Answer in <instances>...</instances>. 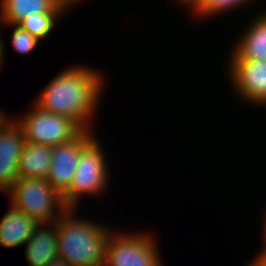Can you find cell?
Returning a JSON list of instances; mask_svg holds the SVG:
<instances>
[{"label": "cell", "mask_w": 266, "mask_h": 266, "mask_svg": "<svg viewBox=\"0 0 266 266\" xmlns=\"http://www.w3.org/2000/svg\"><path fill=\"white\" fill-rule=\"evenodd\" d=\"M61 1L63 4H65L67 7H70V5L72 6L73 3H75V1L77 2V0H59ZM70 4V5H69Z\"/></svg>", "instance_id": "obj_22"}, {"label": "cell", "mask_w": 266, "mask_h": 266, "mask_svg": "<svg viewBox=\"0 0 266 266\" xmlns=\"http://www.w3.org/2000/svg\"><path fill=\"white\" fill-rule=\"evenodd\" d=\"M39 224L36 219L11 206L0 221V245L6 248L25 245Z\"/></svg>", "instance_id": "obj_11"}, {"label": "cell", "mask_w": 266, "mask_h": 266, "mask_svg": "<svg viewBox=\"0 0 266 266\" xmlns=\"http://www.w3.org/2000/svg\"><path fill=\"white\" fill-rule=\"evenodd\" d=\"M227 67L238 96L259 106L266 105V61L230 60Z\"/></svg>", "instance_id": "obj_9"}, {"label": "cell", "mask_w": 266, "mask_h": 266, "mask_svg": "<svg viewBox=\"0 0 266 266\" xmlns=\"http://www.w3.org/2000/svg\"><path fill=\"white\" fill-rule=\"evenodd\" d=\"M93 137L90 129L83 130L72 141L52 147L51 165L46 180L61 196L73 181L82 148Z\"/></svg>", "instance_id": "obj_7"}, {"label": "cell", "mask_w": 266, "mask_h": 266, "mask_svg": "<svg viewBox=\"0 0 266 266\" xmlns=\"http://www.w3.org/2000/svg\"><path fill=\"white\" fill-rule=\"evenodd\" d=\"M46 266H70V265L63 259L57 258L52 262H49Z\"/></svg>", "instance_id": "obj_20"}, {"label": "cell", "mask_w": 266, "mask_h": 266, "mask_svg": "<svg viewBox=\"0 0 266 266\" xmlns=\"http://www.w3.org/2000/svg\"><path fill=\"white\" fill-rule=\"evenodd\" d=\"M11 120L0 123V191L5 194L19 178V157L26 145L22 128Z\"/></svg>", "instance_id": "obj_8"}, {"label": "cell", "mask_w": 266, "mask_h": 266, "mask_svg": "<svg viewBox=\"0 0 266 266\" xmlns=\"http://www.w3.org/2000/svg\"><path fill=\"white\" fill-rule=\"evenodd\" d=\"M3 41L1 40V38H0V66H1V64H2V59H3V55H4V45H3V43H2Z\"/></svg>", "instance_id": "obj_21"}, {"label": "cell", "mask_w": 266, "mask_h": 266, "mask_svg": "<svg viewBox=\"0 0 266 266\" xmlns=\"http://www.w3.org/2000/svg\"><path fill=\"white\" fill-rule=\"evenodd\" d=\"M126 234H109L104 266H162L156 242L151 235L145 232Z\"/></svg>", "instance_id": "obj_6"}, {"label": "cell", "mask_w": 266, "mask_h": 266, "mask_svg": "<svg viewBox=\"0 0 266 266\" xmlns=\"http://www.w3.org/2000/svg\"><path fill=\"white\" fill-rule=\"evenodd\" d=\"M94 69L73 66L55 76L41 91L35 104L47 112L67 116L83 130L100 99L103 77Z\"/></svg>", "instance_id": "obj_1"}, {"label": "cell", "mask_w": 266, "mask_h": 266, "mask_svg": "<svg viewBox=\"0 0 266 266\" xmlns=\"http://www.w3.org/2000/svg\"><path fill=\"white\" fill-rule=\"evenodd\" d=\"M0 22L12 27L29 15L63 13L67 6L59 0H0Z\"/></svg>", "instance_id": "obj_10"}, {"label": "cell", "mask_w": 266, "mask_h": 266, "mask_svg": "<svg viewBox=\"0 0 266 266\" xmlns=\"http://www.w3.org/2000/svg\"><path fill=\"white\" fill-rule=\"evenodd\" d=\"M12 26L14 29L11 36V42L15 51L23 55L33 52L41 40L23 30L18 25Z\"/></svg>", "instance_id": "obj_17"}, {"label": "cell", "mask_w": 266, "mask_h": 266, "mask_svg": "<svg viewBox=\"0 0 266 266\" xmlns=\"http://www.w3.org/2000/svg\"><path fill=\"white\" fill-rule=\"evenodd\" d=\"M250 0H205L195 11L194 14L201 15L203 18L209 17V15H220L223 12H227L230 9L238 8V5L246 4Z\"/></svg>", "instance_id": "obj_16"}, {"label": "cell", "mask_w": 266, "mask_h": 266, "mask_svg": "<svg viewBox=\"0 0 266 266\" xmlns=\"http://www.w3.org/2000/svg\"><path fill=\"white\" fill-rule=\"evenodd\" d=\"M41 225H49L40 229ZM53 227V228H52ZM25 257L30 266H46L49 262L58 258V234L57 226L53 223H40L32 237L25 243Z\"/></svg>", "instance_id": "obj_12"}, {"label": "cell", "mask_w": 266, "mask_h": 266, "mask_svg": "<svg viewBox=\"0 0 266 266\" xmlns=\"http://www.w3.org/2000/svg\"><path fill=\"white\" fill-rule=\"evenodd\" d=\"M252 263V264H251ZM249 263L250 265L247 264V266H263L261 263H259L256 259Z\"/></svg>", "instance_id": "obj_23"}, {"label": "cell", "mask_w": 266, "mask_h": 266, "mask_svg": "<svg viewBox=\"0 0 266 266\" xmlns=\"http://www.w3.org/2000/svg\"><path fill=\"white\" fill-rule=\"evenodd\" d=\"M5 118H6V117H5L4 112H1V110H0V123H1Z\"/></svg>", "instance_id": "obj_24"}, {"label": "cell", "mask_w": 266, "mask_h": 266, "mask_svg": "<svg viewBox=\"0 0 266 266\" xmlns=\"http://www.w3.org/2000/svg\"><path fill=\"white\" fill-rule=\"evenodd\" d=\"M61 14L63 13H41L29 15L27 18L22 20L18 26L42 40L50 35L49 33L53 30L55 24L57 23L56 20L58 17L61 18Z\"/></svg>", "instance_id": "obj_15"}, {"label": "cell", "mask_w": 266, "mask_h": 266, "mask_svg": "<svg viewBox=\"0 0 266 266\" xmlns=\"http://www.w3.org/2000/svg\"><path fill=\"white\" fill-rule=\"evenodd\" d=\"M93 137L83 148L69 189L62 195L67 208L75 209L83 194H101L108 183V169L100 142Z\"/></svg>", "instance_id": "obj_4"}, {"label": "cell", "mask_w": 266, "mask_h": 266, "mask_svg": "<svg viewBox=\"0 0 266 266\" xmlns=\"http://www.w3.org/2000/svg\"><path fill=\"white\" fill-rule=\"evenodd\" d=\"M67 208L55 221L58 234V258L70 266H104L109 229L89 220L76 219ZM109 230V231H108Z\"/></svg>", "instance_id": "obj_2"}, {"label": "cell", "mask_w": 266, "mask_h": 266, "mask_svg": "<svg viewBox=\"0 0 266 266\" xmlns=\"http://www.w3.org/2000/svg\"><path fill=\"white\" fill-rule=\"evenodd\" d=\"M265 224L263 225L264 226V230H265V232H264V237H265V239H264V242L266 243V217H265Z\"/></svg>", "instance_id": "obj_25"}, {"label": "cell", "mask_w": 266, "mask_h": 266, "mask_svg": "<svg viewBox=\"0 0 266 266\" xmlns=\"http://www.w3.org/2000/svg\"><path fill=\"white\" fill-rule=\"evenodd\" d=\"M33 109L16 121L22 128L26 142L53 147L72 141L83 131L67 116L44 111L36 104Z\"/></svg>", "instance_id": "obj_5"}, {"label": "cell", "mask_w": 266, "mask_h": 266, "mask_svg": "<svg viewBox=\"0 0 266 266\" xmlns=\"http://www.w3.org/2000/svg\"><path fill=\"white\" fill-rule=\"evenodd\" d=\"M6 193H9L11 199L10 206L39 223H53L67 209L62 196L45 178H18ZM56 208L59 209V214ZM54 212L57 213L56 216Z\"/></svg>", "instance_id": "obj_3"}, {"label": "cell", "mask_w": 266, "mask_h": 266, "mask_svg": "<svg viewBox=\"0 0 266 266\" xmlns=\"http://www.w3.org/2000/svg\"><path fill=\"white\" fill-rule=\"evenodd\" d=\"M52 147L26 142L19 157V178H45L51 165Z\"/></svg>", "instance_id": "obj_14"}, {"label": "cell", "mask_w": 266, "mask_h": 266, "mask_svg": "<svg viewBox=\"0 0 266 266\" xmlns=\"http://www.w3.org/2000/svg\"><path fill=\"white\" fill-rule=\"evenodd\" d=\"M181 4L183 2L189 6L188 8H192V11L196 10L205 0H179Z\"/></svg>", "instance_id": "obj_18"}, {"label": "cell", "mask_w": 266, "mask_h": 266, "mask_svg": "<svg viewBox=\"0 0 266 266\" xmlns=\"http://www.w3.org/2000/svg\"><path fill=\"white\" fill-rule=\"evenodd\" d=\"M252 20L234 47L230 60L266 61V13Z\"/></svg>", "instance_id": "obj_13"}, {"label": "cell", "mask_w": 266, "mask_h": 266, "mask_svg": "<svg viewBox=\"0 0 266 266\" xmlns=\"http://www.w3.org/2000/svg\"><path fill=\"white\" fill-rule=\"evenodd\" d=\"M260 254L257 255L256 260L261 263L263 266H266V243L263 245Z\"/></svg>", "instance_id": "obj_19"}]
</instances>
